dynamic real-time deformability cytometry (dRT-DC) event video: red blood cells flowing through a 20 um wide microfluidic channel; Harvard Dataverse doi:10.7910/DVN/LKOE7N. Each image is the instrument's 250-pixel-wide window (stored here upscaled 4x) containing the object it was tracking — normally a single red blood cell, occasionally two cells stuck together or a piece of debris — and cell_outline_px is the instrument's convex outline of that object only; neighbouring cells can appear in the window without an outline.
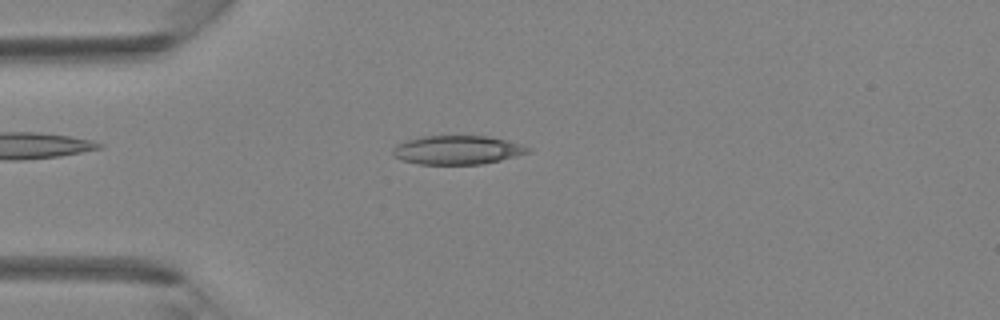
{"species": "Egyptian fruit bat (a non-hibernating species)", "species_latin": "Rousettus aegyptiacus", "temperature_condition": "room temperature", "stored_images_in_passage": 40, "camera_frame_rate_fps": 3000, "um_per_image_px": 0.085, "animal": {"sex": "female"}, "frame": {"image": 1, "passage_image": 10, "time_ms": 3.0, "image_size_px": [1000, 320], "cell_outline_px": [[532, 152], [484, 164], [420, 164], [400, 160], [392, 156], [392, 148], [396, 144], [404, 140], [424, 136], [488, 136], [504, 140], [532, 148]], "centroid_in_image_um": [38.82, 12.75], "position_along_channel_um": 46.2, "area_um2": 22.83}}
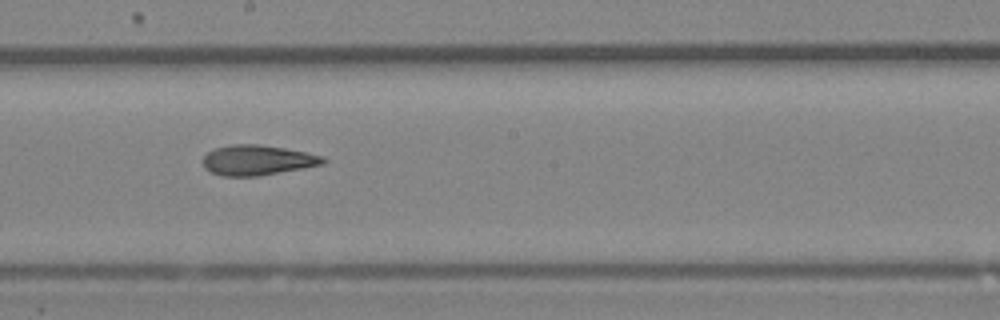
{"frame": {"image": 2, "passage_image": 22, "time_ms": 7.0, "image_size_px": [1000, 320], "cell_outline_px": [[328, 160], [324, 164], [304, 168], [256, 176], [220, 176], [208, 172], [204, 168], [200, 160], [208, 152], [216, 148], [232, 144], [260, 144], [284, 148], [324, 156]], "centroid_in_image_um": [21.84, 13.62], "position_along_channel_um": 226.4, "area_um2": 21.33}}
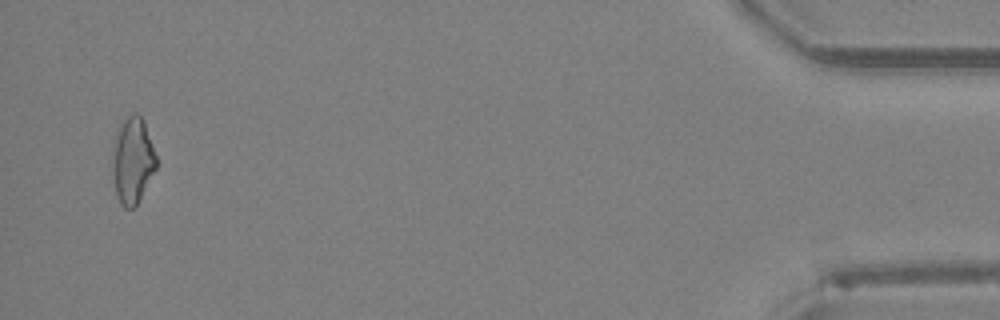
{"frame": {"image": 3, "passage_image": 39, "time_ms": 12.667, "image_size_px": [1000, 320], "cell_outline_px": [[156, 168], [136, 208], [124, 208], [120, 204], [116, 192], [112, 176], [112, 156], [116, 128], [132, 112], [136, 112], [144, 120], [156, 156]], "centroid_in_image_um": [11.25, 13.65], "position_along_channel_um": 423.9, "area_um2": 22.31}}